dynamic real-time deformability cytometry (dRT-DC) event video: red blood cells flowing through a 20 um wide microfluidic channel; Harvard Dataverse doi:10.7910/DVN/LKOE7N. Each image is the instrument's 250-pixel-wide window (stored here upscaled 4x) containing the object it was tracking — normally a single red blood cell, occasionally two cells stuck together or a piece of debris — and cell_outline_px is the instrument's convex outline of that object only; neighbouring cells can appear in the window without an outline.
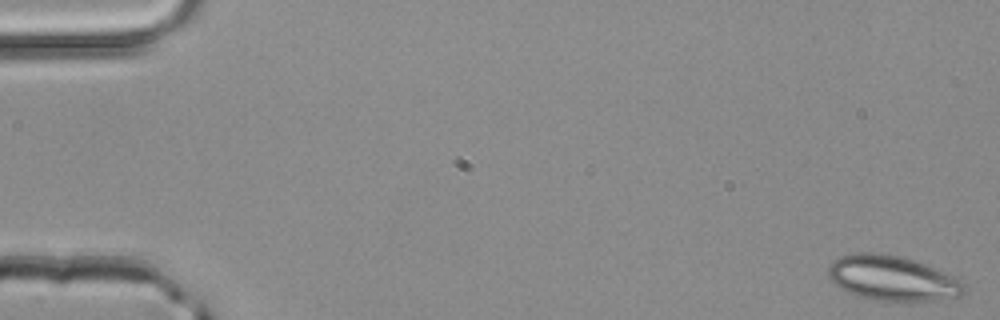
{"species": "common noctule bat (a hibernating species)", "species_latin": "Nyctalus noctula", "temperature_condition": "room temperature", "stored_images_in_passage": 52, "camera_frame_rate_fps": 3000, "um_per_image_px": 0.085, "animal": {"sex": "male", "body_mass_g": 20.4}, "frame": {"image": 1, "passage_image": 1, "time_ms": 0.0, "image_size_px": [1000, 320], "cell_outline_px": [[964, 292], [960, 296], [936, 300], [876, 300], [860, 296], [840, 288], [828, 276], [828, 268], [832, 260], [840, 256], [856, 252], [880, 252], [904, 256], [928, 264], [960, 280], [964, 284]], "centroid_in_image_um": [75.84, 23.61], "position_along_channel_um": 9.2, "area_um2": 35.55}}
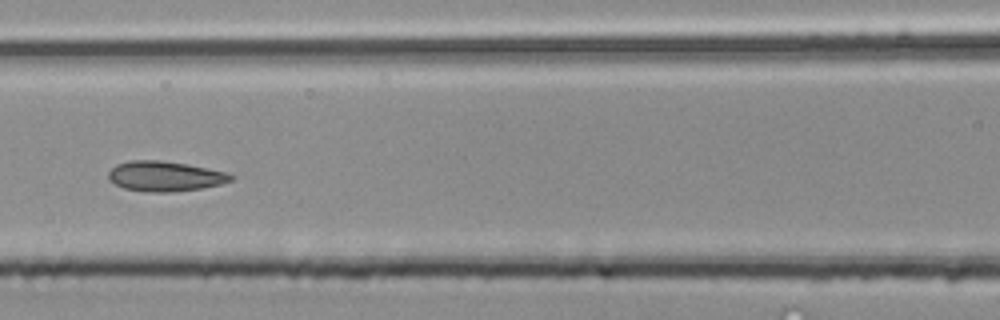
{"frame": {"image": 2, "passage_image": 23, "time_ms": 7.333, "image_size_px": [1000, 320], "cell_outline_px": [[236, 176], [232, 180], [220, 184], [200, 188], [172, 192], [148, 192], [124, 188], [108, 180], [108, 172], [116, 164], [128, 160], [160, 160], [188, 164], [224, 172]], "centroid_in_image_um": [13.98, 14.97], "position_along_channel_um": 152.6, "area_um2": 21.44}}
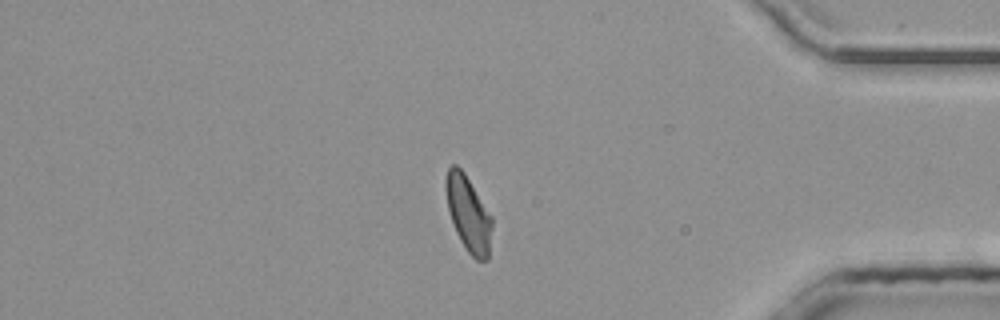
{"frame": {"image": 3, "passage_image": 43, "time_ms": 14.0, "image_size_px": [1000, 320], "cell_outline_px": [[492, 224], [488, 260], [476, 260], [468, 252], [460, 240], [456, 232], [448, 208], [444, 188], [444, 180], [448, 168], [452, 164], [456, 164], [464, 172], [492, 216]], "centroid_in_image_um": [39.79, 18.14], "position_along_channel_um": 395.4, "area_um2": 20.29}, "authors_computed_cell_mechanics": {"area_um2": 20.9814, "velocity_mm_per_s": 4.1092, "shape_relaxation_time_tau1_ms": 6.3416, "shape_relaxation_time_tau2_ms": 1.1012, "deformation_change_tau1": 0.1252, "deformation_change_tau2": 0.0708}}